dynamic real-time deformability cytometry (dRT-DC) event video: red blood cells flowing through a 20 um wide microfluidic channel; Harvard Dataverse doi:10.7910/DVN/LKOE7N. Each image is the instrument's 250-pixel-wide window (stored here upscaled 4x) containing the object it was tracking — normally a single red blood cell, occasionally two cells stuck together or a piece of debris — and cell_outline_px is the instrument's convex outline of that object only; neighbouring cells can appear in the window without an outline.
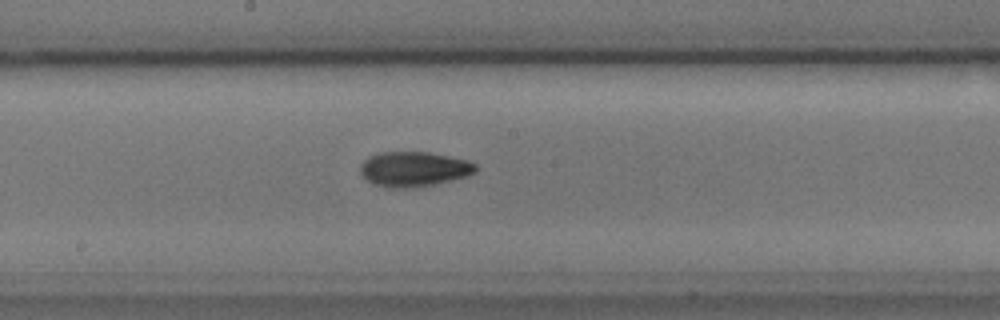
{"species": "common noctule bat (a hibernating species)", "species_latin": "Nyctalus noctula", "temperature_condition": "cold", "stored_images_in_passage": 8, "camera_frame_rate_fps": 3000, "um_per_image_px": 0.085, "animal": {"sex": "male", "body_mass_g": 17.9, "forearm_length_mm": 54.2}, "frame": {"image": 1, "passage_image": 8, "time_ms": 9.667, "image_size_px": [1000, 320], "cell_outline_px": [[476, 172], [468, 176], [432, 184], [404, 188], [392, 188], [372, 184], [360, 172], [360, 164], [368, 156], [380, 152], [428, 152], [468, 160], [476, 164]], "centroid_in_image_um": [35.16, 14.36], "position_along_channel_um": 213.0, "area_um2": 23.35}}